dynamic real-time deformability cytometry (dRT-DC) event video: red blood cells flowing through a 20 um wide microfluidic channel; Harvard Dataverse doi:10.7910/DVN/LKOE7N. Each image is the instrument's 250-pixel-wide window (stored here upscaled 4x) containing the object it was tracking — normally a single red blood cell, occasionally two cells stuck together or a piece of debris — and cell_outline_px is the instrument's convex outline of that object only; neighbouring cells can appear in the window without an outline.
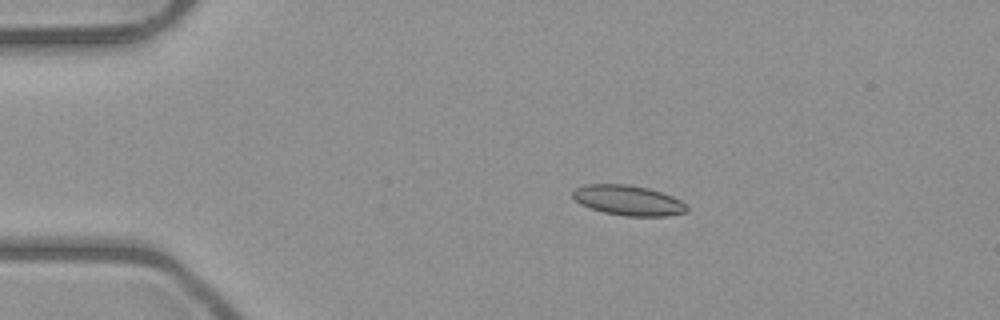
{"species": "common noctule bat (a hibernating species)", "species_latin": "Nyctalus noctula", "temperature_condition": "room temperature", "stored_images_in_passage": 3, "camera_frame_rate_fps": 3000, "um_per_image_px": 0.085, "animal": {"sex": "male", "body_mass_g": 23.1, "forearm_length_mm": 52.7}, "frame": {"image": 1, "passage_image": 2, "time_ms": 1.333, "image_size_px": [1000, 320], "cell_outline_px": [[688, 212], [668, 216], [624, 216], [604, 212], [580, 204], [572, 196], [572, 192], [576, 188], [584, 184], [628, 184], [648, 188], [672, 196], [680, 200], [688, 208]], "centroid_in_image_um": [53.4, 17.03], "position_along_channel_um": 31.6, "area_um2": 20.0}}